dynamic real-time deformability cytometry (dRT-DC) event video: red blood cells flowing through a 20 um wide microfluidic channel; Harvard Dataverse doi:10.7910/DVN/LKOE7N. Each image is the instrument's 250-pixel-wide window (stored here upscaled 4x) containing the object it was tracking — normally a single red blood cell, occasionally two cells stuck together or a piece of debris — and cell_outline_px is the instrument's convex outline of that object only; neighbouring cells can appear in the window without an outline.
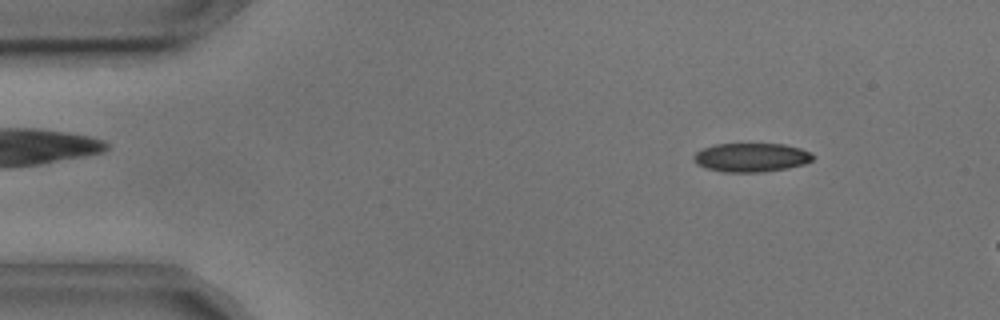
{"species": "common noctule bat (a hibernating species)", "species_latin": "Nyctalus noctula", "temperature_condition": "cold", "stored_images_in_passage": 12, "camera_frame_rate_fps": 3000, "um_per_image_px": 0.085, "animal": {"sex": "male", "body_mass_g": 17.9, "forearm_length_mm": 54.2}, "frame": {"image": 1, "passage_image": 6, "time_ms": 1.667, "image_size_px": [1000, 320], "cell_outline_px": [[816, 156], [812, 160], [804, 164], [788, 168], [760, 172], [724, 172], [708, 168], [696, 164], [692, 160], [692, 156], [696, 152], [704, 148], [716, 144], [784, 144], [800, 148]], "centroid_in_image_um": [63.85, 13.38], "position_along_channel_um": 21.2, "area_um2": 20.0}}